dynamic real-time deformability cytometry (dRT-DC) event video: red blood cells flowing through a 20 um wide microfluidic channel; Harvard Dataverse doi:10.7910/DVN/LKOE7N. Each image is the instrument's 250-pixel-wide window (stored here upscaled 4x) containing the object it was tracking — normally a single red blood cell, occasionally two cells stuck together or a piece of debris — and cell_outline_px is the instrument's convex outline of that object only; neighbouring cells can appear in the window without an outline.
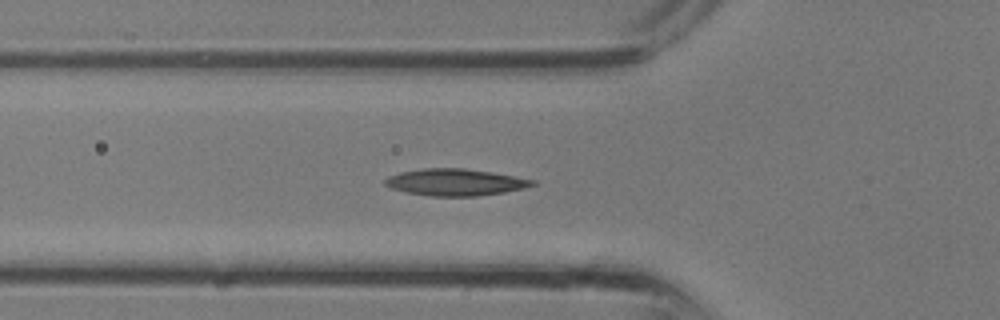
{"species": "common noctule bat (a hibernating species)", "species_latin": "Nyctalus noctula", "temperature_condition": "room temperature", "stored_images_in_passage": 33, "camera_frame_rate_fps": 3000, "um_per_image_px": 0.085, "animal": {"sex": "male", "body_mass_g": 13.3}, "frame": {"image": 1, "passage_image": 11, "time_ms": 3.333, "image_size_px": [1000, 320], "cell_outline_px": [[536, 184], [524, 188], [504, 192], [480, 196], [432, 196], [408, 192], [392, 188], [384, 184], [384, 180], [388, 176], [400, 172], [424, 168], [464, 168], [492, 172], [536, 180]], "centroid_in_image_um": [38.72, 15.48], "position_along_channel_um": 87.1, "area_um2": 22.95}}
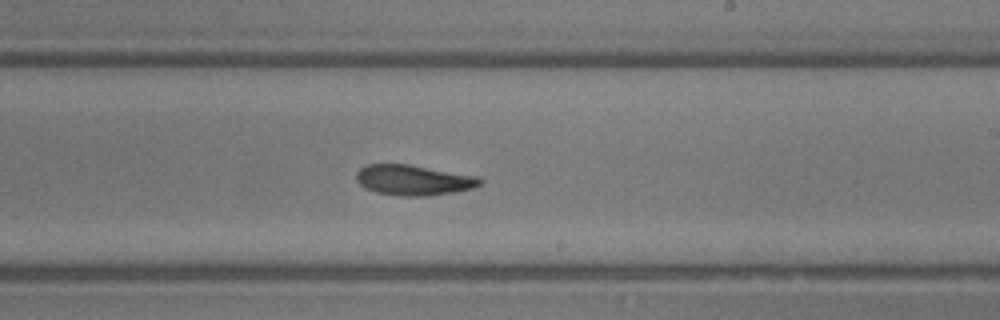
{"frame": {"image": 2, "passage_image": 19, "time_ms": 6.0, "image_size_px": [1000, 320], "cell_outline_px": [[484, 180], [480, 184], [472, 188], [452, 192], [428, 196], [400, 196], [376, 192], [364, 188], [356, 180], [356, 172], [360, 168], [368, 164], [408, 164], [480, 176]], "centroid_in_image_um": [35.15, 15.3], "position_along_channel_um": 253.9, "area_um2": 22.02}}
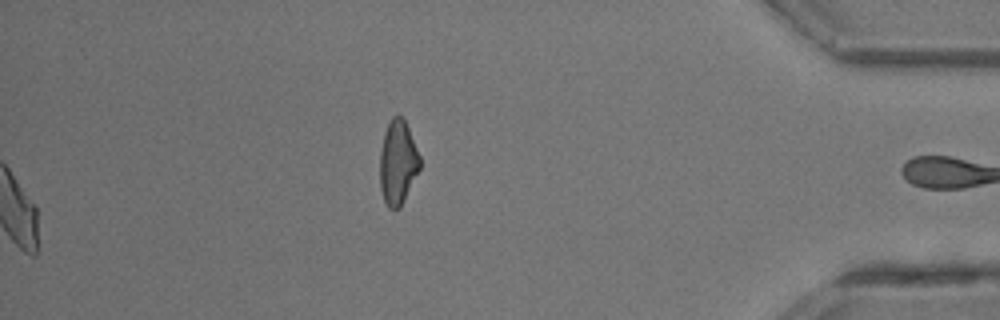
{"frame": {"image": 3, "passage_image": 33, "time_ms": 10.667, "image_size_px": [1000, 320], "cell_outline_px": [[420, 168], [400, 208], [388, 208], [384, 200], [380, 188], [380, 152], [384, 132], [392, 116], [400, 116], [404, 120], [408, 128], [420, 156]], "centroid_in_image_um": [33.8, 13.82], "position_along_channel_um": 401.4, "area_um2": 19.42}}